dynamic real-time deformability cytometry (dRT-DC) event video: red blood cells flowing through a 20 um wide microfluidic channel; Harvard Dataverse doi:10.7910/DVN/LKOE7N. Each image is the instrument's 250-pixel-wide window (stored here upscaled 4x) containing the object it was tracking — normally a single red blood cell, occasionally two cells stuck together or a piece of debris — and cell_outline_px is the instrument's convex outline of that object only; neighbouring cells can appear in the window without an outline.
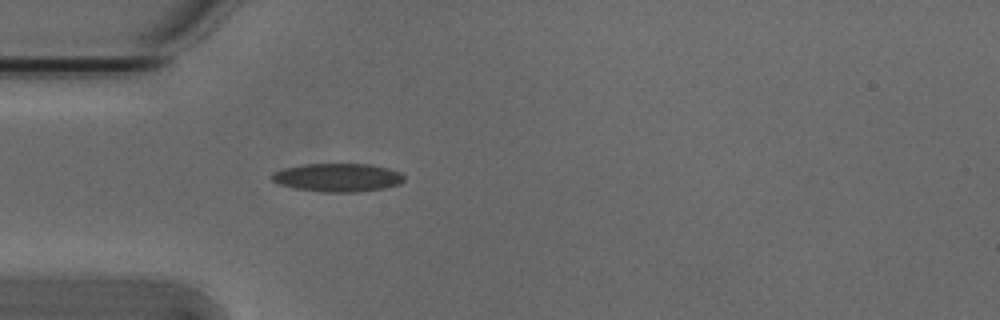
{"species": "Egyptian fruit bat (a non-hibernating species)", "species_latin": "Rousettus aegyptiacus", "temperature_condition": "cold", "stored_images_in_passage": 39, "camera_frame_rate_fps": 3000, "um_per_image_px": 0.085, "animal": {"sex": "male"}, "frame": {"image": 1, "passage_image": 1, "time_ms": 0.0, "image_size_px": [1000, 320], "cell_outline_px": [[404, 180], [400, 184], [384, 188], [356, 192], [324, 192], [292, 188], [276, 184], [272, 180], [272, 172], [284, 168], [308, 164], [368, 164], [388, 168], [400, 172], [404, 176]], "centroid_in_image_um": [28.69, 15.09], "position_along_channel_um": 56.3, "area_um2": 21.91}}
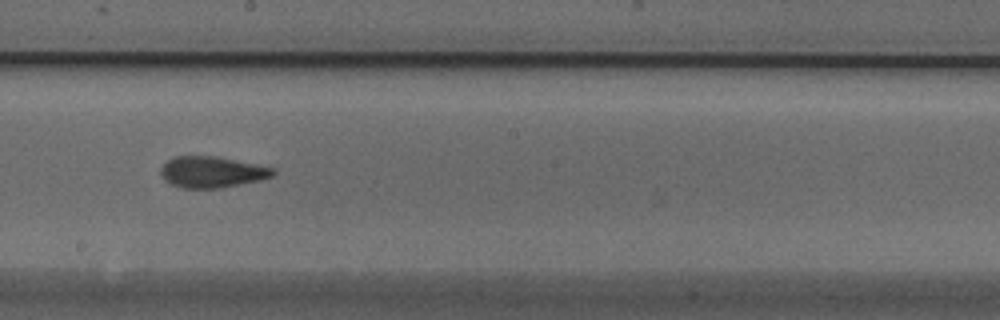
{"frame": {"image": 2, "passage_image": 15, "time_ms": 4.667, "image_size_px": [1000, 320], "cell_outline_px": [[276, 172], [272, 176], [260, 180], [220, 188], [180, 188], [164, 180], [160, 172], [160, 168], [172, 156], [216, 156], [256, 164], [272, 168]], "centroid_in_image_um": [17.98, 14.62], "position_along_channel_um": 230.2, "area_um2": 20.35}}
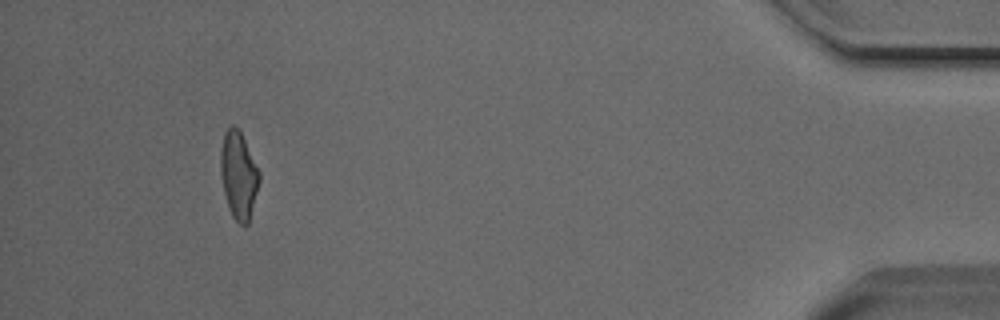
{"frame": {"image": 3, "passage_image": 35, "time_ms": 11.333, "image_size_px": [1000, 320], "cell_outline_px": [[260, 180], [248, 224], [240, 224], [232, 216], [228, 208], [224, 192], [220, 168], [220, 152], [224, 132], [232, 124], [240, 132], [260, 172]], "centroid_in_image_um": [20.27, 14.9], "position_along_channel_um": 414.9, "area_um2": 19.42}, "authors_computed_cell_mechanics": {"area_um2": 19.941, "velocity_mm_per_s": 3.8273, "shape_relaxation_time_tau1_ms": 5.4206, "shape_relaxation_time_tau2_ms": 1.8008, "deformation_change_tau1": 0.1863, "deformation_change_tau2": 0.0999}}